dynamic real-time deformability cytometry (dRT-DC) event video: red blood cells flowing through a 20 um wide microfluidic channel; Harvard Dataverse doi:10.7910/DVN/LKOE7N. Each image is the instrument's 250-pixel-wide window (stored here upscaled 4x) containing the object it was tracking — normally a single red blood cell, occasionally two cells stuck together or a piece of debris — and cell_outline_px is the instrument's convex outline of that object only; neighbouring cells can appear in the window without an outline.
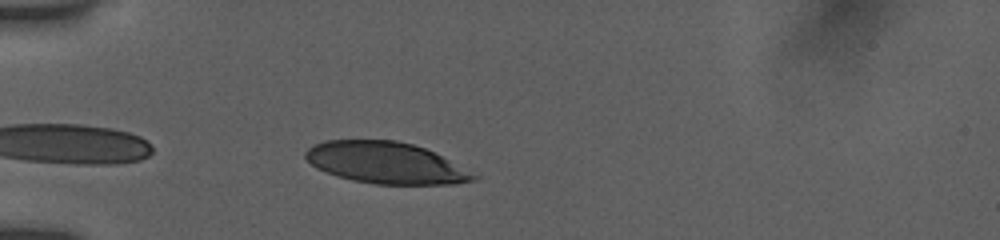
{"species": "human", "species_latin": "Homo sapiens", "temperature_condition": "room temperature", "stored_images_in_passage": 31, "camera_frame_rate_fps": 3000, "um_per_image_px": 0.085, "donor": {"sex": "female"}, "frame": {"image": 1, "passage_image": 3, "time_ms": 0.667, "image_size_px": [1000, 240], "cell_outline_px": [[480, 176], [476, 180], [456, 184], [376, 184], [352, 180], [336, 176], [316, 168], [304, 156], [304, 152], [312, 144], [324, 140], [396, 140], [412, 144], [424, 148]], "centroid_in_image_um": [32.75, 13.84], "position_along_channel_um": 52.2, "area_um2": 40.52}}
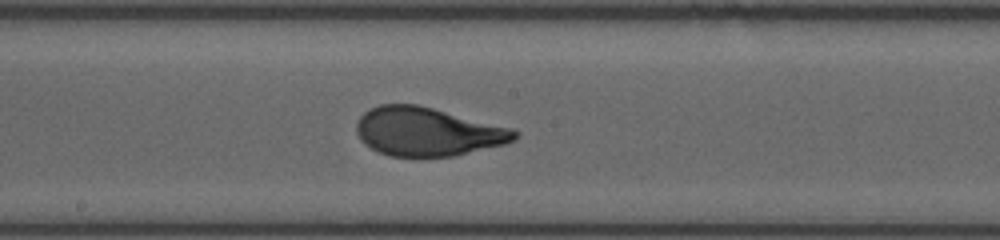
{"frame": {"image": 2, "passage_image": 17, "time_ms": 5.333, "image_size_px": [1000, 240], "cell_outline_px": [[520, 136], [516, 140], [504, 144], [452, 156], [392, 156], [380, 152], [364, 144], [360, 140], [356, 132], [356, 124], [360, 116], [368, 108], [380, 104], [416, 104], [512, 128], [520, 132]], "centroid_in_image_um": [36.33, 11.18], "position_along_channel_um": 211.9, "area_um2": 44.62}}
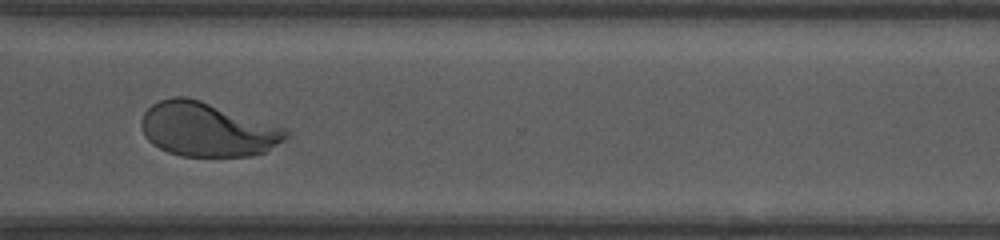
{"frame": {"image": 3, "passage_image": 28, "time_ms": 9.0, "image_size_px": [1000, 240], "cell_outline_px": [[288, 136], [284, 140], [264, 152], [252, 156], [180, 156], [168, 152], [152, 144], [144, 136], [140, 124], [140, 120], [144, 112], [152, 104], [160, 100], [172, 96], [188, 96], [288, 128]], "centroid_in_image_um": [17.61, 10.99], "position_along_channel_um": 353.0, "area_um2": 45.89}, "authors_computed_cell_mechanics": {"area_um2": 44.6216, "velocity_mm_per_s": 3.8654, "shape_relaxation_time_tau1_ms": 3.824, "shape_relaxation_time_tau2_ms": null, "deformation_change_tau1": 0.192, "deformation_change_tau2": null}}